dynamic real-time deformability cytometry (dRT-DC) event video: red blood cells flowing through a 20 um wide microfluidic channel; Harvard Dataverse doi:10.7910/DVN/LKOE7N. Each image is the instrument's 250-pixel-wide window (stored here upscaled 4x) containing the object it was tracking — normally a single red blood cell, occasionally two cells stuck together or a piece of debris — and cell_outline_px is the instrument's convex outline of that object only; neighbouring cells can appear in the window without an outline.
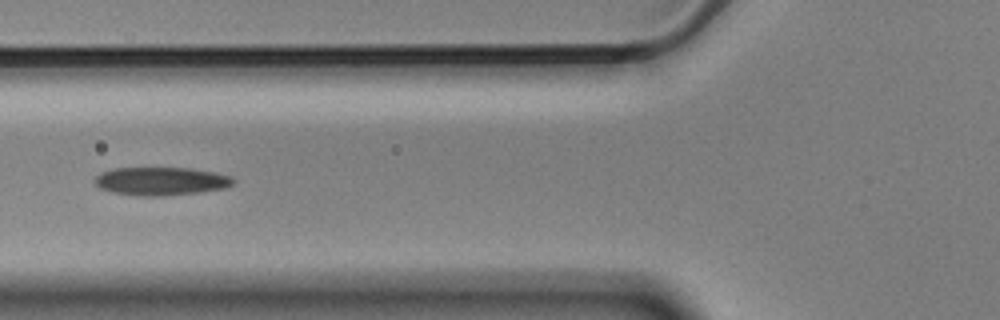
{"species": "Egyptian fruit bat (a non-hibernating species)", "species_latin": "Rousettus aegyptiacus", "temperature_condition": "cold", "stored_images_in_passage": 8, "camera_frame_rate_fps": 3000, "um_per_image_px": 0.085, "animal": {"sex": "male"}, "frame": {"image": 1, "passage_image": 5, "time_ms": 1.333, "image_size_px": [1000, 320], "cell_outline_px": [[236, 180], [228, 188], [200, 192], [164, 196], [140, 196], [112, 192], [100, 188], [92, 180], [100, 172], [112, 168], [188, 168], [216, 172], [232, 176]], "centroid_in_image_um": [13.7, 15.4], "position_along_channel_um": 112.1, "area_um2": 23.06}}
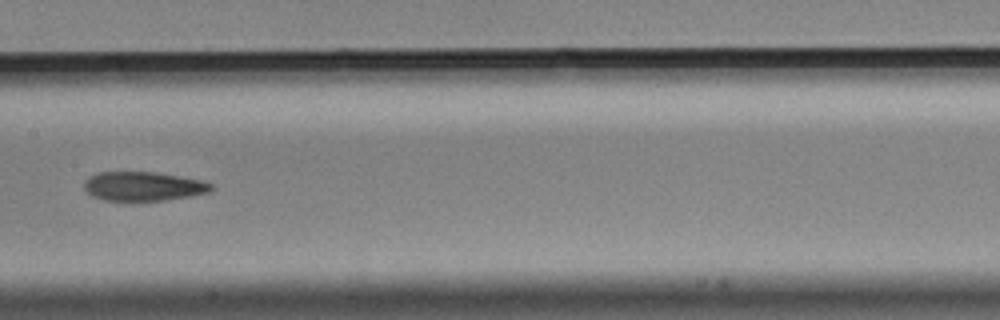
{"frame": {"image": 2, "passage_image": 7, "time_ms": 2.0, "image_size_px": [1000, 320], "cell_outline_px": [[212, 188], [208, 192], [192, 196], [164, 200], [104, 200], [92, 196], [84, 188], [84, 180], [100, 172], [156, 172], [204, 180], [212, 184]], "centroid_in_image_um": [12.2, 15.83], "position_along_channel_um": 195.2, "area_um2": 21.44}}
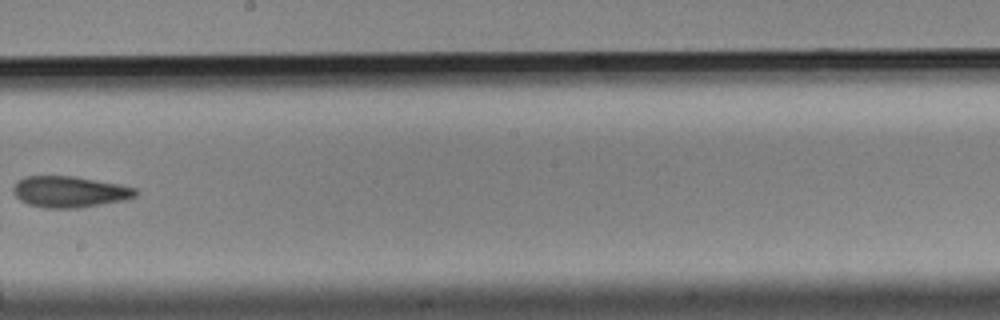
{"frame": {"image": 3, "passage_image": 8, "time_ms": 2.333, "image_size_px": [1000, 320], "cell_outline_px": [[140, 192], [136, 196], [124, 200], [76, 208], [48, 208], [28, 204], [20, 200], [12, 192], [12, 188], [16, 180], [24, 176], [72, 176], [120, 184], [136, 188]], "centroid_in_image_um": [5.9, 16.29], "position_along_channel_um": 242.3, "area_um2": 22.31}}